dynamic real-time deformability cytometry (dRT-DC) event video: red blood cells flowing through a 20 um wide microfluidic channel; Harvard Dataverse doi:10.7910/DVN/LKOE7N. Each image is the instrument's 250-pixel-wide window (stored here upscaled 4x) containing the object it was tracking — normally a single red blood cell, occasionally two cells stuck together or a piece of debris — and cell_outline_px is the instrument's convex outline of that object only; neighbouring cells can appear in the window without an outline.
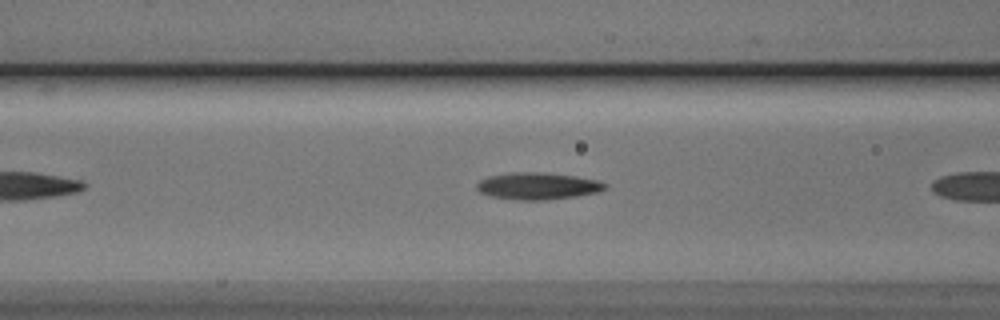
{"species": "Egyptian fruit bat (a non-hibernating species)", "species_latin": "Rousettus aegyptiacus", "temperature_condition": "cold", "stored_images_in_passage": 8, "camera_frame_rate_fps": 3000, "um_per_image_px": 0.085, "animal": {"sex": "male"}, "frame": {"image": 1, "passage_image": 7, "time_ms": 2.0, "image_size_px": [1000, 320], "cell_outline_px": [[608, 188], [600, 192], [576, 196], [544, 200], [516, 200], [488, 196], [480, 192], [476, 188], [476, 184], [480, 180], [488, 176], [512, 172], [540, 172], [576, 176], [596, 180], [608, 184]], "centroid_in_image_um": [45.71, 15.81], "position_along_channel_um": 120.9, "area_um2": 20.35}}